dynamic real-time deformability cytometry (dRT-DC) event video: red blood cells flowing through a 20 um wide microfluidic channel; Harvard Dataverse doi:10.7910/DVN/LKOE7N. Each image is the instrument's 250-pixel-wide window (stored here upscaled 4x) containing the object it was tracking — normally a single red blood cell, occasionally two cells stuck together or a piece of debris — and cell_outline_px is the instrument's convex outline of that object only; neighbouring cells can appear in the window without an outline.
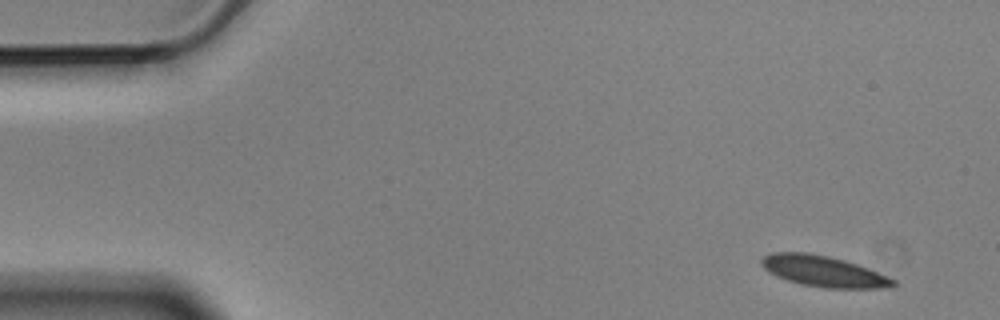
{"species": "Egyptian fruit bat (a non-hibernating species)", "species_latin": "Rousettus aegyptiacus", "temperature_condition": "cold", "stored_images_in_passage": 4, "camera_frame_rate_fps": 3000, "um_per_image_px": 0.085, "animal": {"sex": "male"}, "frame": {"image": 1, "passage_image": 1, "time_ms": 0.0, "image_size_px": [1000, 320], "cell_outline_px": [[896, 284], [880, 288], [824, 288], [800, 284], [776, 276], [768, 272], [760, 264], [760, 260], [764, 256], [772, 252], [808, 252], [828, 256], [844, 260], [868, 268], [896, 280]], "centroid_in_image_um": [69.94, 23.05], "position_along_channel_um": 15.1, "area_um2": 23.64}}
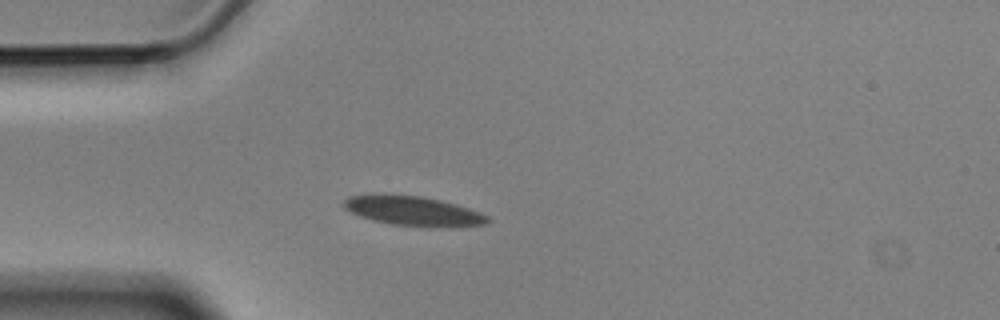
{"frame": {"image": 2, "passage_image": 4, "time_ms": 1.0, "image_size_px": [1000, 320], "cell_outline_px": [[492, 220], [484, 224], [392, 224], [372, 220], [360, 216], [344, 208], [344, 200], [348, 196], [424, 196], [456, 204], [468, 208], [488, 216]], "centroid_in_image_um": [35.07, 17.9], "position_along_channel_um": 49.9, "area_um2": 22.83}}